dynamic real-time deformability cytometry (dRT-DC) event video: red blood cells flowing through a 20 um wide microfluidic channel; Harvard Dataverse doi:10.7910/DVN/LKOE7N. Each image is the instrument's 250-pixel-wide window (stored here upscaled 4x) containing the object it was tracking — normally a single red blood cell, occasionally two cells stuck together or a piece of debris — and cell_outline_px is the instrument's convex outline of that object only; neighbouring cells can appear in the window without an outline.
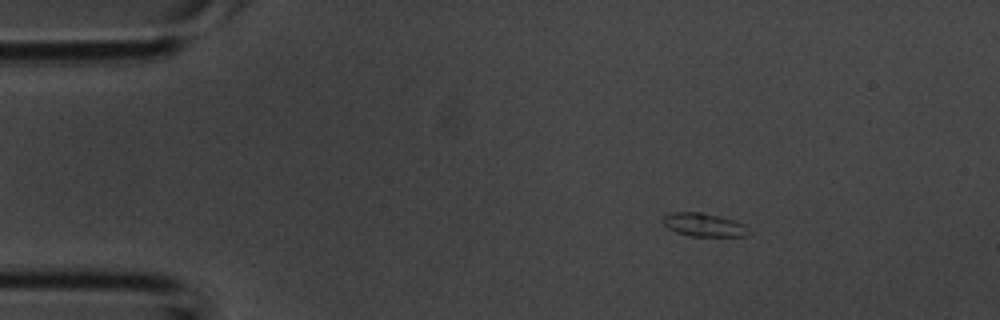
{"species": "common noctule bat (a hibernating species)", "species_latin": "Nyctalus noctula", "temperature_condition": "room temperature", "stored_images_in_passage": 3, "camera_frame_rate_fps": 3000, "um_per_image_px": 0.085, "animal": {"sex": "male", "body_mass_g": 20.1, "forearm_length_mm": 53.5}, "frame": {"image": 1, "passage_image": 1, "time_ms": 0.0, "image_size_px": [1000, 320], "cell_outline_px": [[752, 232], [748, 236], [692, 236], [676, 232], [668, 228], [664, 224], [664, 216], [672, 212], [700, 212], [732, 220], [744, 224]], "centroid_in_image_um": [59.86, 19.12], "position_along_channel_um": 25.1, "area_um2": 11.5}}
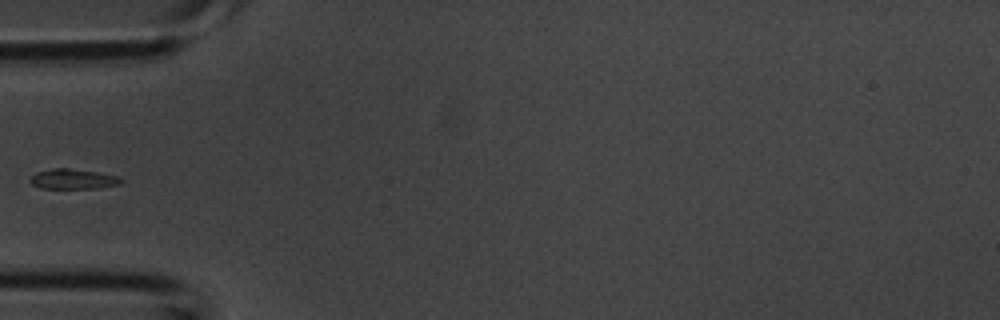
{"frame": {"image": 2, "passage_image": 3, "time_ms": 0.667, "image_size_px": [1000, 320], "cell_outline_px": [[120, 184], [96, 188], [40, 188], [32, 184], [28, 180], [36, 172], [52, 168], [68, 168], [96, 172], [120, 176]], "centroid_in_image_um": [6.16, 15.21], "position_along_channel_um": 78.8, "area_um2": 10.52}}